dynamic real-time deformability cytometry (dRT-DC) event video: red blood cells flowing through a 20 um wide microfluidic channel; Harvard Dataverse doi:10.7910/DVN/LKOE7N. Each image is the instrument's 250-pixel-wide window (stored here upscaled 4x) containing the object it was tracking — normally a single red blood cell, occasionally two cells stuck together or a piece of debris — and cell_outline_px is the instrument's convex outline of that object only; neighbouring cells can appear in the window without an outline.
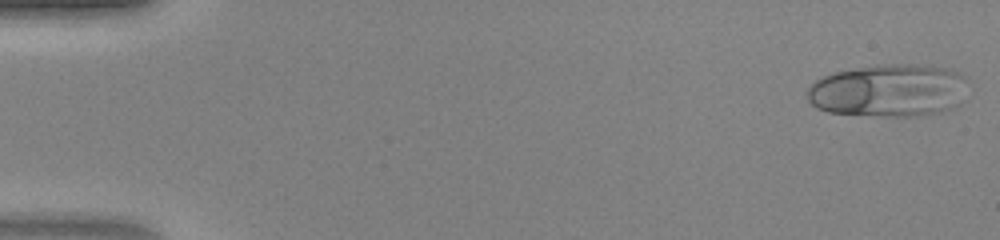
{"species": "human", "species_latin": "Homo sapiens", "temperature_condition": "warm", "stored_images_in_passage": 46, "camera_frame_rate_fps": 3000, "um_per_image_px": 0.085, "donor": {"sex": "female"}, "frame": {"image": 1, "passage_image": 1, "time_ms": 0.0, "image_size_px": [1000, 240], "cell_outline_px": [[964, 76], [960, 104], [956, 108], [940, 112], [920, 116], [884, 116], [828, 112], [816, 108], [808, 100], [808, 88], [816, 80], [824, 76], [836, 72], [876, 64], [932, 64], [956, 72]], "centroid_in_image_um": [75.53, 7.69], "position_along_channel_um": 9.5, "area_um2": 49.3}}
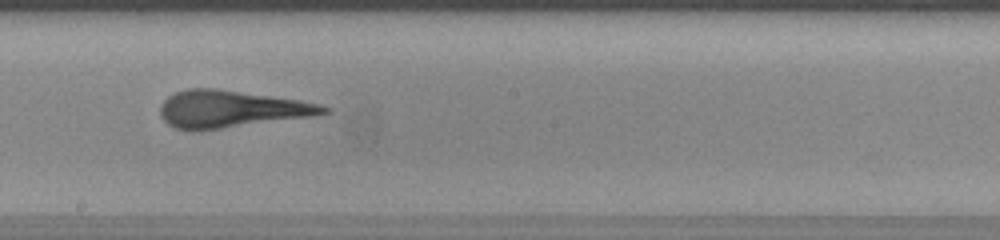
{"frame": {"image": 2, "passage_image": 26, "time_ms": 8.333, "image_size_px": [1000, 240], "cell_outline_px": [[332, 112], [312, 116], [200, 132], [188, 132], [176, 128], [168, 124], [160, 116], [160, 104], [168, 96], [176, 92], [188, 88], [216, 88], [300, 100], [320, 104], [332, 108]], "centroid_in_image_um": [19.62, 9.29], "position_along_channel_um": 228.6, "area_um2": 35.95}}
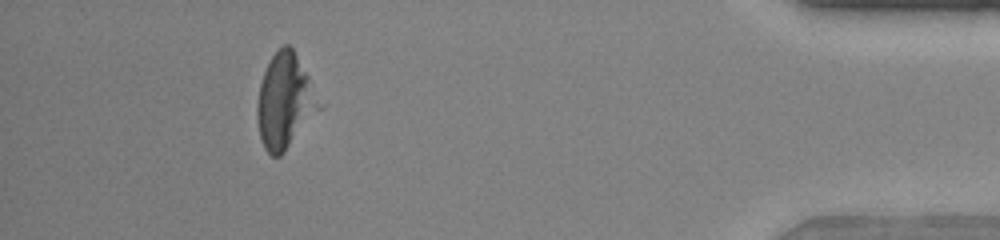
{"frame": {"image": 3, "passage_image": 42, "time_ms": 13.667, "image_size_px": [1000, 240], "cell_outline_px": [[308, 80], [304, 108], [288, 144], [284, 152], [280, 156], [272, 156], [264, 148], [260, 136], [256, 116], [256, 104], [260, 84], [264, 72], [272, 56], [284, 44], [288, 44], [292, 48], [308, 76]], "centroid_in_image_um": [23.87, 8.49], "position_along_channel_um": 411.3, "area_um2": 28.78}}